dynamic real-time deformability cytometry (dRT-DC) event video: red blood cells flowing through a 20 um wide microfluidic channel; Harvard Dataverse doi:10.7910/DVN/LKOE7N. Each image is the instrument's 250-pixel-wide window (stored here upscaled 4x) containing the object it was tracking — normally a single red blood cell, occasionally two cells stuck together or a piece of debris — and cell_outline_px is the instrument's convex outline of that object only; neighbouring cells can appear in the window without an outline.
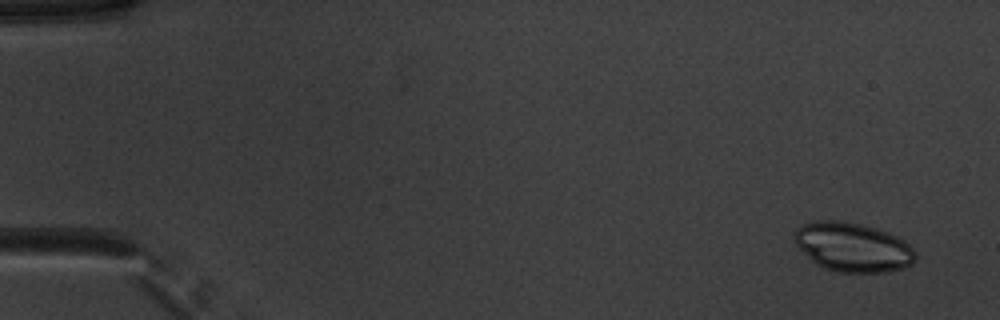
{"species": "common noctule bat (a hibernating species)", "species_latin": "Nyctalus noctula", "temperature_condition": "warm", "stored_images_in_passage": 11, "camera_frame_rate_fps": 3000, "um_per_image_px": 0.085, "animal": {"sex": "male", "body_mass_g": 20.1, "forearm_length_mm": 53.5}, "frame": {"image": 1, "passage_image": 4, "time_ms": 1.0, "image_size_px": [1000, 320], "cell_outline_px": [[916, 260], [912, 264], [904, 268], [888, 272], [836, 272], [824, 268], [816, 264], [796, 244], [792, 236], [792, 232], [800, 224], [816, 220], [836, 220], [860, 224], [876, 228], [888, 232], [904, 240], [916, 252]], "centroid_in_image_um": [72.48, 21.0], "position_along_channel_um": 12.5, "area_um2": 34.97}}